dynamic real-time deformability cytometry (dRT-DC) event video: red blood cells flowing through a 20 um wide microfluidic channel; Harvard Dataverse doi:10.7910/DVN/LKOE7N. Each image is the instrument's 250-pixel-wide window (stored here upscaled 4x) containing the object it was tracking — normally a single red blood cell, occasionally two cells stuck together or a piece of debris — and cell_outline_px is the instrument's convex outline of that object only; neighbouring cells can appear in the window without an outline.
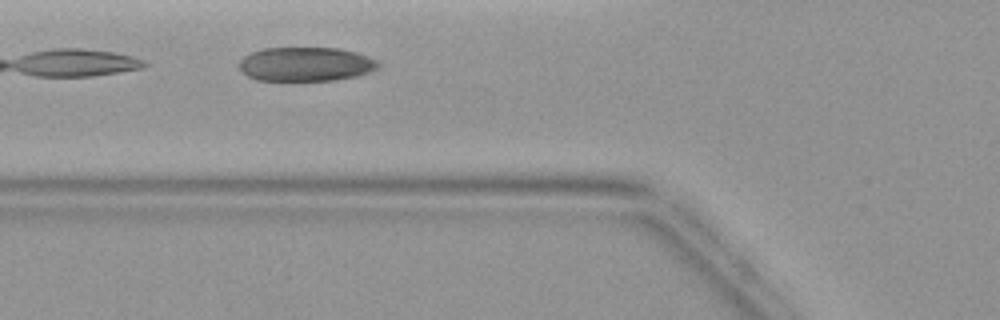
{"species": "common noctule bat (a hibernating species)", "species_latin": "Nyctalus noctula", "temperature_condition": "warm", "stored_images_in_passage": 2, "camera_frame_rate_fps": 3000, "um_per_image_px": 0.085, "animal": {"sex": "female", "body_mass_g": 19.9}, "frame": {"image": 1, "passage_image": 2, "time_ms": 1.0, "image_size_px": [1000, 320], "cell_outline_px": [[380, 68], [372, 72], [356, 76], [336, 80], [256, 80], [248, 76], [236, 64], [244, 56], [252, 52], [264, 48], [336, 48], [356, 52], [380, 60]], "centroid_in_image_um": [26.04, 5.45], "position_along_channel_um": 99.8, "area_um2": 27.86}}